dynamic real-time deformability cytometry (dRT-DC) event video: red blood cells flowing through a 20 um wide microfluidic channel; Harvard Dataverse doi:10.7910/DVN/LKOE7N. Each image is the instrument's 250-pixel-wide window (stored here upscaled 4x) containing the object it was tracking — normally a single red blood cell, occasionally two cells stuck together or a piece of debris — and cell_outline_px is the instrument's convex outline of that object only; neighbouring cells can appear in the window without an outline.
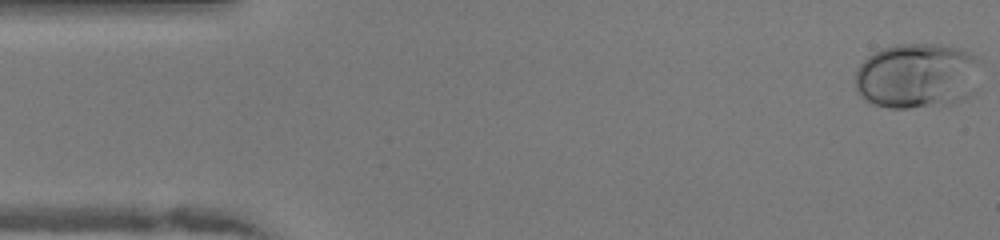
{"species": "human", "species_latin": "Homo sapiens", "temperature_condition": "warm", "stored_images_in_passage": 49, "camera_frame_rate_fps": 3000, "um_per_image_px": 0.085, "donor": {"sex": "female"}, "frame": {"image": 1, "passage_image": 1, "time_ms": 0.0, "image_size_px": [1000, 240], "cell_outline_px": [[980, 60], [976, 92], [964, 100], [952, 104], [908, 108], [888, 108], [872, 104], [860, 96], [856, 92], [856, 72], [860, 64], [868, 56], [884, 48], [900, 44], [940, 44], [956, 48], [968, 52], [976, 56]], "centroid_in_image_um": [77.99, 6.47], "position_along_channel_um": 7.0, "area_um2": 48.38}}
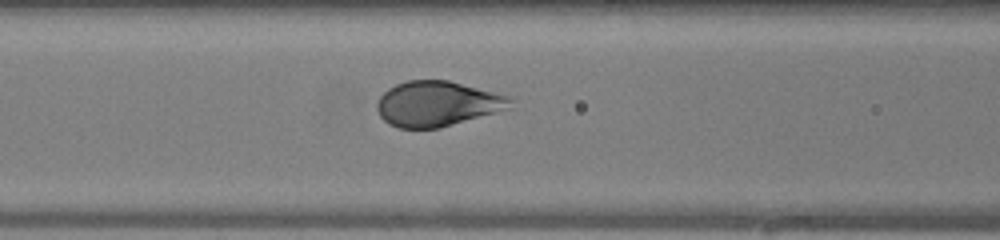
{"frame": {"image": 2, "passage_image": 19, "time_ms": 6.0, "image_size_px": [1000, 240], "cell_outline_px": [[516, 100], [512, 108], [440, 128], [400, 128], [388, 124], [380, 116], [376, 108], [376, 104], [380, 96], [388, 88], [396, 84], [408, 80], [448, 80], [516, 96]], "centroid_in_image_um": [37.26, 8.81], "position_along_channel_um": 129.3, "area_um2": 35.84}}
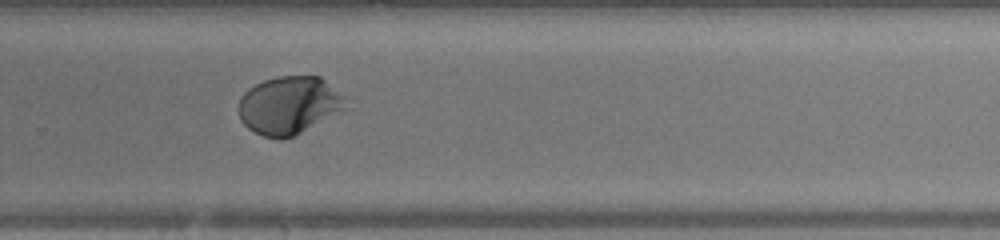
{"frame": {"image": 3, "passage_image": 32, "time_ms": 10.333, "image_size_px": [1000, 240], "cell_outline_px": [[352, 108], [292, 136], [280, 140], [264, 136], [248, 128], [240, 120], [240, 96], [248, 88], [264, 80], [276, 76], [320, 76], [352, 96]], "centroid_in_image_um": [24.74, 8.92], "position_along_channel_um": 305.1, "area_um2": 37.4}, "authors_computed_cell_mechanics": {"area_um2": 37.1076, "velocity_mm_per_s": 4.0718, "shape_relaxation_time_tau1_ms": 3.6103, "shape_relaxation_time_tau2_ms": null, "deformation_change_tau1": 0.2188, "deformation_change_tau2": null}}